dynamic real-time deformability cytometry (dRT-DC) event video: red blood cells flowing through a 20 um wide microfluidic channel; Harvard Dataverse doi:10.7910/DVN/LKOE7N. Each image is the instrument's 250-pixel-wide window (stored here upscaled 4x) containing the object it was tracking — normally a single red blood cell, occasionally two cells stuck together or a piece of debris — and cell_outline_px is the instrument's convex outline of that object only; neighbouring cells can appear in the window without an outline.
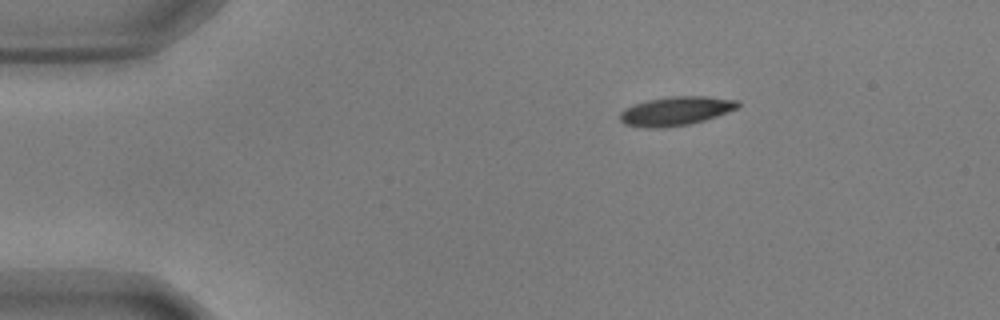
{"species": "common noctule bat (a hibernating species)", "species_latin": "Nyctalus noctula", "temperature_condition": "warm", "stored_images_in_passage": 47, "camera_frame_rate_fps": 3000, "um_per_image_px": 0.085, "animal": {"sex": "male", "body_mass_g": 17.9, "forearm_length_mm": 54.2}, "frame": {"image": 1, "passage_image": 1, "time_ms": 0.0, "image_size_px": [1000, 320], "cell_outline_px": [[740, 104], [736, 108], [716, 116], [704, 120], [688, 124], [664, 128], [644, 128], [624, 124], [620, 120], [620, 112], [624, 108], [632, 104], [648, 100], [672, 96], [704, 96], [740, 100]], "centroid_in_image_um": [57.4, 9.44], "position_along_channel_um": 27.6, "area_um2": 19.88}}
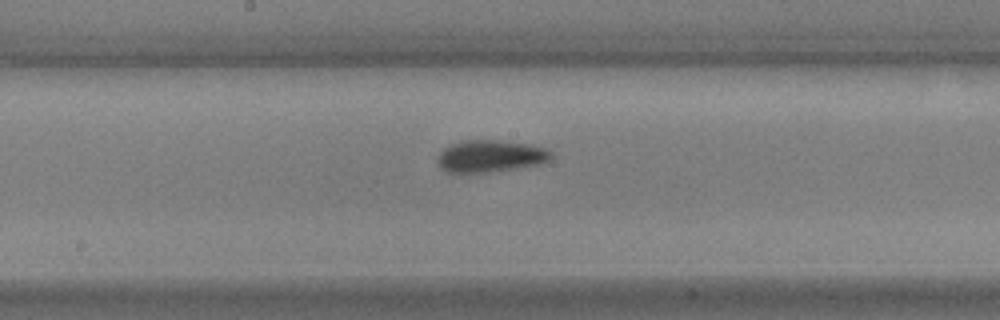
{"frame": {"image": 2, "passage_image": 21, "time_ms": 6.667, "image_size_px": [1000, 320], "cell_outline_px": [[552, 156], [548, 160], [536, 164], [488, 172], [448, 172], [440, 168], [436, 160], [440, 152], [444, 148], [452, 144], [464, 140], [496, 140], [532, 144], [548, 148], [552, 152]], "centroid_in_image_um": [41.67, 13.25], "position_along_channel_um": 206.5, "area_um2": 21.04}}
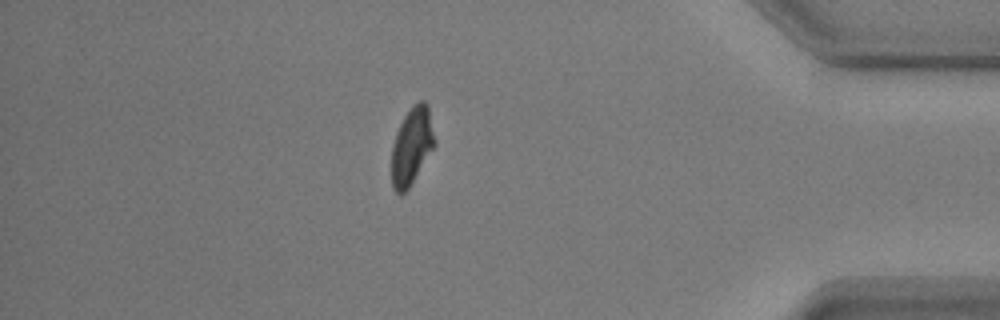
{"frame": {"image": 3, "passage_image": 40, "time_ms": 13.0, "image_size_px": [1000, 320], "cell_outline_px": [[436, 144], [408, 188], [400, 196], [392, 188], [392, 148], [396, 132], [404, 116], [412, 104], [420, 100], [424, 100], [428, 104], [436, 140]], "centroid_in_image_um": [35.01, 12.37], "position_along_channel_um": 400.2, "area_um2": 19.42}, "authors_computed_cell_mechanics": {"area_um2": 19.9988, "velocity_mm_per_s": 3.6239, "shape_relaxation_time_tau1_ms": 4.7142, "shape_relaxation_time_tau2_ms": 4.7926, "deformation_change_tau1": 0.1313, "deformation_change_tau2": 0.069}}